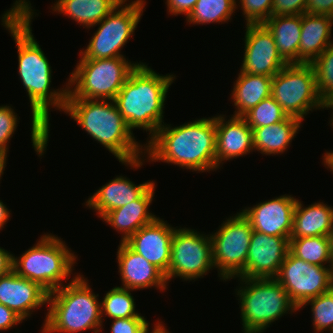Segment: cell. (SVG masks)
Returning <instances> with one entry per match:
<instances>
[{"mask_svg":"<svg viewBox=\"0 0 333 333\" xmlns=\"http://www.w3.org/2000/svg\"><path fill=\"white\" fill-rule=\"evenodd\" d=\"M23 320L17 316L10 308L0 303V331H7L22 323Z\"/></svg>","mask_w":333,"mask_h":333,"instance_id":"60d3db41","label":"cell"},{"mask_svg":"<svg viewBox=\"0 0 333 333\" xmlns=\"http://www.w3.org/2000/svg\"><path fill=\"white\" fill-rule=\"evenodd\" d=\"M197 0H166L167 11L171 15H183L186 18L189 16L193 10Z\"/></svg>","mask_w":333,"mask_h":333,"instance_id":"f35d334b","label":"cell"},{"mask_svg":"<svg viewBox=\"0 0 333 333\" xmlns=\"http://www.w3.org/2000/svg\"><path fill=\"white\" fill-rule=\"evenodd\" d=\"M311 65L315 71L320 98L326 105L333 101V44L319 55Z\"/></svg>","mask_w":333,"mask_h":333,"instance_id":"1f68e13d","label":"cell"},{"mask_svg":"<svg viewBox=\"0 0 333 333\" xmlns=\"http://www.w3.org/2000/svg\"><path fill=\"white\" fill-rule=\"evenodd\" d=\"M10 215L11 214L7 206L0 200V230L4 228V225H6Z\"/></svg>","mask_w":333,"mask_h":333,"instance_id":"7bdbcfd3","label":"cell"},{"mask_svg":"<svg viewBox=\"0 0 333 333\" xmlns=\"http://www.w3.org/2000/svg\"><path fill=\"white\" fill-rule=\"evenodd\" d=\"M264 25L272 33L282 59L287 64H298L302 15L273 16Z\"/></svg>","mask_w":333,"mask_h":333,"instance_id":"4316f807","label":"cell"},{"mask_svg":"<svg viewBox=\"0 0 333 333\" xmlns=\"http://www.w3.org/2000/svg\"><path fill=\"white\" fill-rule=\"evenodd\" d=\"M123 0H56L51 7L55 13L63 14L91 28L101 22Z\"/></svg>","mask_w":333,"mask_h":333,"instance_id":"83f0119b","label":"cell"},{"mask_svg":"<svg viewBox=\"0 0 333 333\" xmlns=\"http://www.w3.org/2000/svg\"><path fill=\"white\" fill-rule=\"evenodd\" d=\"M236 288L243 333H263L283 315L298 311L275 278H238Z\"/></svg>","mask_w":333,"mask_h":333,"instance_id":"52a82bcc","label":"cell"},{"mask_svg":"<svg viewBox=\"0 0 333 333\" xmlns=\"http://www.w3.org/2000/svg\"><path fill=\"white\" fill-rule=\"evenodd\" d=\"M144 147L148 162L171 163L197 173L219 168L215 158V116L174 127L164 123Z\"/></svg>","mask_w":333,"mask_h":333,"instance_id":"7a4b0ae2","label":"cell"},{"mask_svg":"<svg viewBox=\"0 0 333 333\" xmlns=\"http://www.w3.org/2000/svg\"><path fill=\"white\" fill-rule=\"evenodd\" d=\"M123 0L101 22L86 49L80 50V59L125 57L121 50L135 32L145 8V0L126 3Z\"/></svg>","mask_w":333,"mask_h":333,"instance_id":"30bf717a","label":"cell"},{"mask_svg":"<svg viewBox=\"0 0 333 333\" xmlns=\"http://www.w3.org/2000/svg\"><path fill=\"white\" fill-rule=\"evenodd\" d=\"M236 4V0H197L186 20L193 25L226 23L238 8Z\"/></svg>","mask_w":333,"mask_h":333,"instance_id":"f546056e","label":"cell"},{"mask_svg":"<svg viewBox=\"0 0 333 333\" xmlns=\"http://www.w3.org/2000/svg\"><path fill=\"white\" fill-rule=\"evenodd\" d=\"M290 250V239L253 230L245 270L238 278H275Z\"/></svg>","mask_w":333,"mask_h":333,"instance_id":"9a60e30c","label":"cell"},{"mask_svg":"<svg viewBox=\"0 0 333 333\" xmlns=\"http://www.w3.org/2000/svg\"><path fill=\"white\" fill-rule=\"evenodd\" d=\"M175 229L158 217L152 223L141 227L125 243L166 275Z\"/></svg>","mask_w":333,"mask_h":333,"instance_id":"e0dca14e","label":"cell"},{"mask_svg":"<svg viewBox=\"0 0 333 333\" xmlns=\"http://www.w3.org/2000/svg\"><path fill=\"white\" fill-rule=\"evenodd\" d=\"M71 251L57 235L43 234L21 256L12 255V270L50 293L62 287L73 273L77 256Z\"/></svg>","mask_w":333,"mask_h":333,"instance_id":"8992f818","label":"cell"},{"mask_svg":"<svg viewBox=\"0 0 333 333\" xmlns=\"http://www.w3.org/2000/svg\"><path fill=\"white\" fill-rule=\"evenodd\" d=\"M12 255L0 247V276L7 274L12 269Z\"/></svg>","mask_w":333,"mask_h":333,"instance_id":"b9f144b4","label":"cell"},{"mask_svg":"<svg viewBox=\"0 0 333 333\" xmlns=\"http://www.w3.org/2000/svg\"><path fill=\"white\" fill-rule=\"evenodd\" d=\"M271 96L289 117L303 122L306 115L325 108L311 64H287L272 78Z\"/></svg>","mask_w":333,"mask_h":333,"instance_id":"9c48e42d","label":"cell"},{"mask_svg":"<svg viewBox=\"0 0 333 333\" xmlns=\"http://www.w3.org/2000/svg\"><path fill=\"white\" fill-rule=\"evenodd\" d=\"M325 167H327L328 169L330 168V171H332L333 173V151H326V153H324L323 156V162Z\"/></svg>","mask_w":333,"mask_h":333,"instance_id":"ee69618b","label":"cell"},{"mask_svg":"<svg viewBox=\"0 0 333 333\" xmlns=\"http://www.w3.org/2000/svg\"><path fill=\"white\" fill-rule=\"evenodd\" d=\"M176 227L166 280L180 277L185 281L203 278L214 268L210 234H200L195 229Z\"/></svg>","mask_w":333,"mask_h":333,"instance_id":"7c38bea8","label":"cell"},{"mask_svg":"<svg viewBox=\"0 0 333 333\" xmlns=\"http://www.w3.org/2000/svg\"><path fill=\"white\" fill-rule=\"evenodd\" d=\"M131 291L122 286L113 287L101 301V317L104 315L111 319L131 317H145L136 312V303Z\"/></svg>","mask_w":333,"mask_h":333,"instance_id":"4dcf8cb0","label":"cell"},{"mask_svg":"<svg viewBox=\"0 0 333 333\" xmlns=\"http://www.w3.org/2000/svg\"><path fill=\"white\" fill-rule=\"evenodd\" d=\"M329 108H331L332 110H333V105H325V109H327V110H329ZM331 117V119H330V126L333 128V112H332V114L330 115Z\"/></svg>","mask_w":333,"mask_h":333,"instance_id":"7dc6e473","label":"cell"},{"mask_svg":"<svg viewBox=\"0 0 333 333\" xmlns=\"http://www.w3.org/2000/svg\"><path fill=\"white\" fill-rule=\"evenodd\" d=\"M333 17L320 14H302L298 64H311L330 45Z\"/></svg>","mask_w":333,"mask_h":333,"instance_id":"603a6c76","label":"cell"},{"mask_svg":"<svg viewBox=\"0 0 333 333\" xmlns=\"http://www.w3.org/2000/svg\"><path fill=\"white\" fill-rule=\"evenodd\" d=\"M154 328L152 329L151 333H170L167 328L164 326V323L157 321L156 324L153 325ZM145 333H149V325L147 326Z\"/></svg>","mask_w":333,"mask_h":333,"instance_id":"f6af8a7d","label":"cell"},{"mask_svg":"<svg viewBox=\"0 0 333 333\" xmlns=\"http://www.w3.org/2000/svg\"><path fill=\"white\" fill-rule=\"evenodd\" d=\"M241 72L273 77L287 63L279 55L272 33L264 24H247Z\"/></svg>","mask_w":333,"mask_h":333,"instance_id":"5bb4252c","label":"cell"},{"mask_svg":"<svg viewBox=\"0 0 333 333\" xmlns=\"http://www.w3.org/2000/svg\"><path fill=\"white\" fill-rule=\"evenodd\" d=\"M48 294L38 283L20 277L12 269L0 276V303L22 320L31 317L35 309L48 304Z\"/></svg>","mask_w":333,"mask_h":333,"instance_id":"ac0fdd59","label":"cell"},{"mask_svg":"<svg viewBox=\"0 0 333 333\" xmlns=\"http://www.w3.org/2000/svg\"><path fill=\"white\" fill-rule=\"evenodd\" d=\"M297 198L281 195L240 210L253 230L290 239Z\"/></svg>","mask_w":333,"mask_h":333,"instance_id":"2e32d148","label":"cell"},{"mask_svg":"<svg viewBox=\"0 0 333 333\" xmlns=\"http://www.w3.org/2000/svg\"><path fill=\"white\" fill-rule=\"evenodd\" d=\"M297 199L293 230L290 238L328 236L333 225V208L324 202H315L307 207Z\"/></svg>","mask_w":333,"mask_h":333,"instance_id":"cb8c5ba5","label":"cell"},{"mask_svg":"<svg viewBox=\"0 0 333 333\" xmlns=\"http://www.w3.org/2000/svg\"><path fill=\"white\" fill-rule=\"evenodd\" d=\"M243 117L250 128H259L274 125L277 122L286 120L289 116L283 111L276 100L270 96L262 100Z\"/></svg>","mask_w":333,"mask_h":333,"instance_id":"d6a6232c","label":"cell"},{"mask_svg":"<svg viewBox=\"0 0 333 333\" xmlns=\"http://www.w3.org/2000/svg\"><path fill=\"white\" fill-rule=\"evenodd\" d=\"M154 182L136 185L125 176H117L89 196L85 206L95 210L102 219L109 211L138 199Z\"/></svg>","mask_w":333,"mask_h":333,"instance_id":"7402d4cb","label":"cell"},{"mask_svg":"<svg viewBox=\"0 0 333 333\" xmlns=\"http://www.w3.org/2000/svg\"><path fill=\"white\" fill-rule=\"evenodd\" d=\"M236 4L243 11L247 24H264L272 12L273 0H236Z\"/></svg>","mask_w":333,"mask_h":333,"instance_id":"e575fe53","label":"cell"},{"mask_svg":"<svg viewBox=\"0 0 333 333\" xmlns=\"http://www.w3.org/2000/svg\"><path fill=\"white\" fill-rule=\"evenodd\" d=\"M306 7L307 0H273L271 17L302 15Z\"/></svg>","mask_w":333,"mask_h":333,"instance_id":"74e56055","label":"cell"},{"mask_svg":"<svg viewBox=\"0 0 333 333\" xmlns=\"http://www.w3.org/2000/svg\"><path fill=\"white\" fill-rule=\"evenodd\" d=\"M226 118V115L223 114L215 116V158L218 167H220V164L223 165L225 161L245 156L254 151L252 129L248 126L245 118L233 115L228 120Z\"/></svg>","mask_w":333,"mask_h":333,"instance_id":"ffe728a7","label":"cell"},{"mask_svg":"<svg viewBox=\"0 0 333 333\" xmlns=\"http://www.w3.org/2000/svg\"><path fill=\"white\" fill-rule=\"evenodd\" d=\"M88 281L79 273L48 294L49 306L42 333H80L90 329L93 333H101L104 322L101 301Z\"/></svg>","mask_w":333,"mask_h":333,"instance_id":"5b68a950","label":"cell"},{"mask_svg":"<svg viewBox=\"0 0 333 333\" xmlns=\"http://www.w3.org/2000/svg\"><path fill=\"white\" fill-rule=\"evenodd\" d=\"M302 121L295 117H288L270 126H262L252 129L254 151L262 155H278L287 151L295 138Z\"/></svg>","mask_w":333,"mask_h":333,"instance_id":"d4e9b609","label":"cell"},{"mask_svg":"<svg viewBox=\"0 0 333 333\" xmlns=\"http://www.w3.org/2000/svg\"><path fill=\"white\" fill-rule=\"evenodd\" d=\"M6 161H7V159L2 154H0V179H1L2 175L4 174L3 172L6 167Z\"/></svg>","mask_w":333,"mask_h":333,"instance_id":"bcb514c9","label":"cell"},{"mask_svg":"<svg viewBox=\"0 0 333 333\" xmlns=\"http://www.w3.org/2000/svg\"><path fill=\"white\" fill-rule=\"evenodd\" d=\"M77 62L69 75L67 98L97 100H114L129 74L143 63H132L126 57L80 59Z\"/></svg>","mask_w":333,"mask_h":333,"instance_id":"ba28073f","label":"cell"},{"mask_svg":"<svg viewBox=\"0 0 333 333\" xmlns=\"http://www.w3.org/2000/svg\"><path fill=\"white\" fill-rule=\"evenodd\" d=\"M252 231L250 222L237 212L210 234L214 268H218L220 280L235 279L244 272Z\"/></svg>","mask_w":333,"mask_h":333,"instance_id":"8fae6325","label":"cell"},{"mask_svg":"<svg viewBox=\"0 0 333 333\" xmlns=\"http://www.w3.org/2000/svg\"><path fill=\"white\" fill-rule=\"evenodd\" d=\"M329 238H330L331 252H332V255H333V225H332V229H331Z\"/></svg>","mask_w":333,"mask_h":333,"instance_id":"c3c4849f","label":"cell"},{"mask_svg":"<svg viewBox=\"0 0 333 333\" xmlns=\"http://www.w3.org/2000/svg\"><path fill=\"white\" fill-rule=\"evenodd\" d=\"M111 333H145L149 322L144 317L113 319Z\"/></svg>","mask_w":333,"mask_h":333,"instance_id":"8d00e7d4","label":"cell"},{"mask_svg":"<svg viewBox=\"0 0 333 333\" xmlns=\"http://www.w3.org/2000/svg\"><path fill=\"white\" fill-rule=\"evenodd\" d=\"M117 263L123 288L143 290L156 287L161 292L167 289L165 274L144 257L133 251L125 242L117 249Z\"/></svg>","mask_w":333,"mask_h":333,"instance_id":"d6986e66","label":"cell"},{"mask_svg":"<svg viewBox=\"0 0 333 333\" xmlns=\"http://www.w3.org/2000/svg\"><path fill=\"white\" fill-rule=\"evenodd\" d=\"M63 112L125 166L138 169L147 160L113 100L67 98Z\"/></svg>","mask_w":333,"mask_h":333,"instance_id":"3957f363","label":"cell"},{"mask_svg":"<svg viewBox=\"0 0 333 333\" xmlns=\"http://www.w3.org/2000/svg\"><path fill=\"white\" fill-rule=\"evenodd\" d=\"M176 76L157 74L142 63L129 74L128 79L113 100L128 128L148 131L150 140L164 124V105L167 92Z\"/></svg>","mask_w":333,"mask_h":333,"instance_id":"277c9868","label":"cell"},{"mask_svg":"<svg viewBox=\"0 0 333 333\" xmlns=\"http://www.w3.org/2000/svg\"><path fill=\"white\" fill-rule=\"evenodd\" d=\"M239 72L230 96L236 109L232 115L243 117L262 100L271 96L273 77Z\"/></svg>","mask_w":333,"mask_h":333,"instance_id":"484cf974","label":"cell"},{"mask_svg":"<svg viewBox=\"0 0 333 333\" xmlns=\"http://www.w3.org/2000/svg\"><path fill=\"white\" fill-rule=\"evenodd\" d=\"M275 279L299 309L307 300L333 288V267L309 264L289 251Z\"/></svg>","mask_w":333,"mask_h":333,"instance_id":"4fadbf2b","label":"cell"},{"mask_svg":"<svg viewBox=\"0 0 333 333\" xmlns=\"http://www.w3.org/2000/svg\"><path fill=\"white\" fill-rule=\"evenodd\" d=\"M29 0H16L2 15V25L9 30L18 53V74L27 91L31 106V141L35 152L42 156L50 133V109L64 111L68 84L50 89L52 69L49 60L32 34V19L37 15ZM35 14V16H34ZM51 107V108H50Z\"/></svg>","mask_w":333,"mask_h":333,"instance_id":"6da1fadb","label":"cell"},{"mask_svg":"<svg viewBox=\"0 0 333 333\" xmlns=\"http://www.w3.org/2000/svg\"><path fill=\"white\" fill-rule=\"evenodd\" d=\"M289 251L309 264L333 267V255L328 236L290 238ZM326 263L329 264L326 265Z\"/></svg>","mask_w":333,"mask_h":333,"instance_id":"f1b7e54d","label":"cell"},{"mask_svg":"<svg viewBox=\"0 0 333 333\" xmlns=\"http://www.w3.org/2000/svg\"><path fill=\"white\" fill-rule=\"evenodd\" d=\"M18 116L8 105L0 106V154L7 159L8 143L17 129Z\"/></svg>","mask_w":333,"mask_h":333,"instance_id":"d590c367","label":"cell"},{"mask_svg":"<svg viewBox=\"0 0 333 333\" xmlns=\"http://www.w3.org/2000/svg\"><path fill=\"white\" fill-rule=\"evenodd\" d=\"M305 13L333 17V0H307Z\"/></svg>","mask_w":333,"mask_h":333,"instance_id":"ab89813d","label":"cell"},{"mask_svg":"<svg viewBox=\"0 0 333 333\" xmlns=\"http://www.w3.org/2000/svg\"><path fill=\"white\" fill-rule=\"evenodd\" d=\"M155 182L136 200L120 208L109 211L102 221L122 234L120 242H126L141 227L146 226L158 217L150 212L149 207L155 194Z\"/></svg>","mask_w":333,"mask_h":333,"instance_id":"44dd1931","label":"cell"},{"mask_svg":"<svg viewBox=\"0 0 333 333\" xmlns=\"http://www.w3.org/2000/svg\"><path fill=\"white\" fill-rule=\"evenodd\" d=\"M311 305L312 324L315 333H333V288L321 295L307 300L299 309Z\"/></svg>","mask_w":333,"mask_h":333,"instance_id":"836d02e7","label":"cell"}]
</instances>
